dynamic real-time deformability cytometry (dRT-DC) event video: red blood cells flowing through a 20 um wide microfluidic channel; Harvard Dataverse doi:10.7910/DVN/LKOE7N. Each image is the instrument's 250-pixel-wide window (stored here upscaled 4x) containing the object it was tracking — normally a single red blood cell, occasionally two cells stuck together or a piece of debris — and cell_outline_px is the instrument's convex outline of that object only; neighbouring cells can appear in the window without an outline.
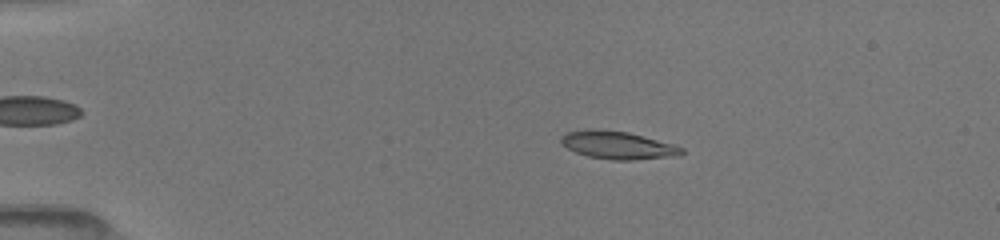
{"species": "common noctule bat (a hibernating species)", "species_latin": "Nyctalus noctula", "temperature_condition": "room temperature", "stored_images_in_passage": 51, "camera_frame_rate_fps": 3000, "um_per_image_px": 0.085, "animal": {"sex": "female", "body_mass_g": 19.5, "forearm_length_mm": 54.1}, "frame": {"image": 1, "passage_image": 10, "time_ms": 3.0, "image_size_px": [1000, 240], "cell_outline_px": [[684, 152], [680, 156], [632, 160], [612, 160], [588, 156], [576, 152], [560, 144], [560, 136], [568, 132], [588, 128], [596, 128], [628, 132], [672, 144], [684, 148]], "centroid_in_image_um": [52.49, 12.33], "position_along_channel_um": 32.5, "area_um2": 19.71}}
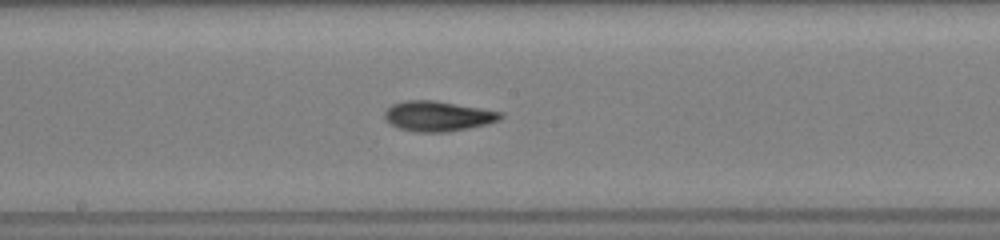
{"frame": {"image": 2, "passage_image": 28, "time_ms": 9.0, "image_size_px": [1000, 240], "cell_outline_px": [[504, 116], [500, 120], [488, 124], [448, 132], [416, 132], [396, 128], [384, 120], [384, 112], [392, 104], [404, 100], [436, 100], [504, 112]], "centroid_in_image_um": [37.22, 9.87], "position_along_channel_um": 211.0, "area_um2": 20.75}}
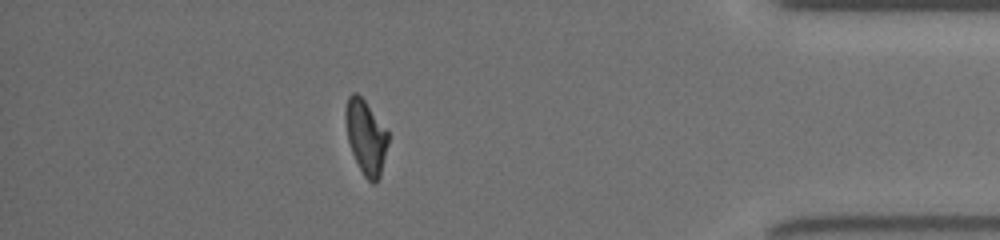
{"frame": {"image": 3, "passage_image": 45, "time_ms": 14.667, "image_size_px": [1000, 240], "cell_outline_px": [[388, 144], [380, 176], [376, 184], [372, 184], [364, 176], [352, 152], [348, 140], [344, 120], [344, 112], [348, 96], [352, 92], [356, 92], [364, 100], [388, 132]], "centroid_in_image_um": [31.08, 11.64], "position_along_channel_um": 404.1, "area_um2": 18.32}, "authors_computed_cell_mechanics": {"area_um2": 19.3052, "velocity_mm_per_s": 4.0378, "shape_relaxation_time_tau1_ms": 2.9522, "shape_relaxation_time_tau2_ms": 2.4822, "deformation_change_tau1": 0.1482, "deformation_change_tau2": 0.0892}}